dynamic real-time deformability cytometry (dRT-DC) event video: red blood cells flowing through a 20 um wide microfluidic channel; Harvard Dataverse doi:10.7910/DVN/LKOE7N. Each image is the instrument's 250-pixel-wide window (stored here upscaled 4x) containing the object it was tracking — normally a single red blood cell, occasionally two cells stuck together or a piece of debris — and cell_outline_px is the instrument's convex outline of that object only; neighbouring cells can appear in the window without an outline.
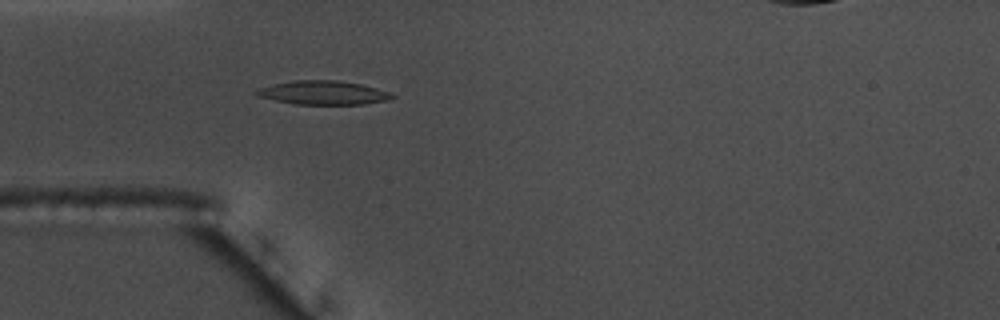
{"species": "common noctule bat (a hibernating species)", "species_latin": "Nyctalus noctula", "temperature_condition": "warm", "stored_images_in_passage": 52, "camera_frame_rate_fps": 3000, "um_per_image_px": 0.085, "animal": {"sex": "male", "body_mass_g": 17.5, "forearm_length_mm": 52.3}, "frame": {"image": 1, "passage_image": 16, "time_ms": 5.0, "image_size_px": [1000, 320], "cell_outline_px": [[396, 96], [388, 100], [364, 104], [292, 104], [256, 96], [252, 92], [260, 88], [272, 84], [292, 80], [336, 80], [360, 84], [376, 88], [388, 92]], "centroid_in_image_um": [27.41, 7.88], "position_along_channel_um": 57.6, "area_um2": 18.84}}
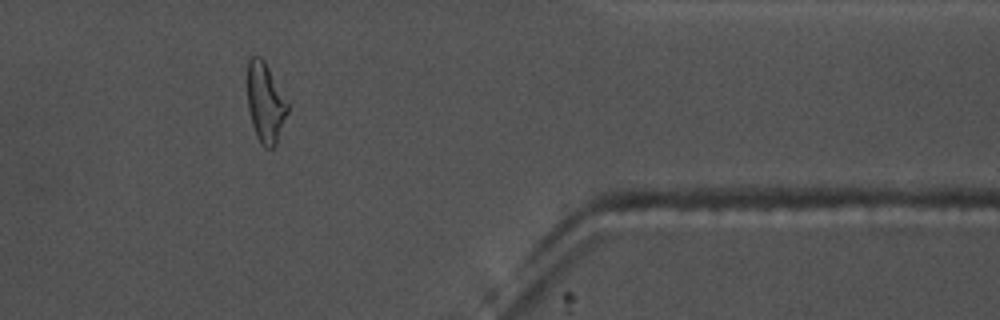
{"frame": {"image": 2, "passage_image": 45, "time_ms": 14.667, "image_size_px": [1000, 320], "cell_outline_px": [[288, 112], [276, 144], [272, 148], [264, 148], [260, 144], [256, 136], [252, 124], [248, 108], [248, 56], [260, 56], [264, 60], [288, 104]], "centroid_in_image_um": [22.54, 8.75], "position_along_channel_um": 388.9, "area_um2": 18.5}}